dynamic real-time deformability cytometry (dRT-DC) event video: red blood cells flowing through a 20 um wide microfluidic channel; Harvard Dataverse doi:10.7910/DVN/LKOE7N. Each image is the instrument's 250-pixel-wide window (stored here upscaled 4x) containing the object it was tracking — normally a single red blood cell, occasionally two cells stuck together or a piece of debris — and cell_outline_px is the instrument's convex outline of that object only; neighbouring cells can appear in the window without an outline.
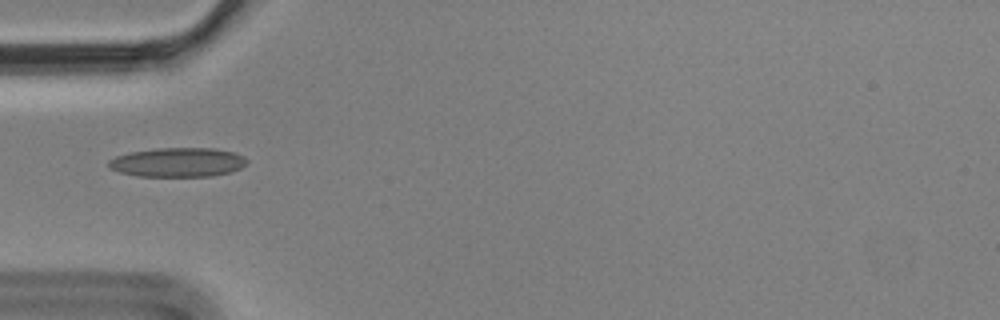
{"species": "Egyptian fruit bat (a non-hibernating species)", "species_latin": "Rousettus aegyptiacus", "temperature_condition": "cold", "stored_images_in_passage": 9, "camera_frame_rate_fps": 3000, "um_per_image_px": 0.085, "animal": {"sex": "male"}, "frame": {"image": 1, "passage_image": 4, "time_ms": 1.0, "image_size_px": [1000, 320], "cell_outline_px": [[248, 164], [232, 172], [212, 176], [136, 176], [120, 172], [108, 168], [108, 160], [116, 156], [128, 152], [156, 148], [212, 148], [232, 152], [244, 156], [248, 160]], "centroid_in_image_um": [15.1, 13.79], "position_along_channel_um": 69.9, "area_um2": 23.76}}
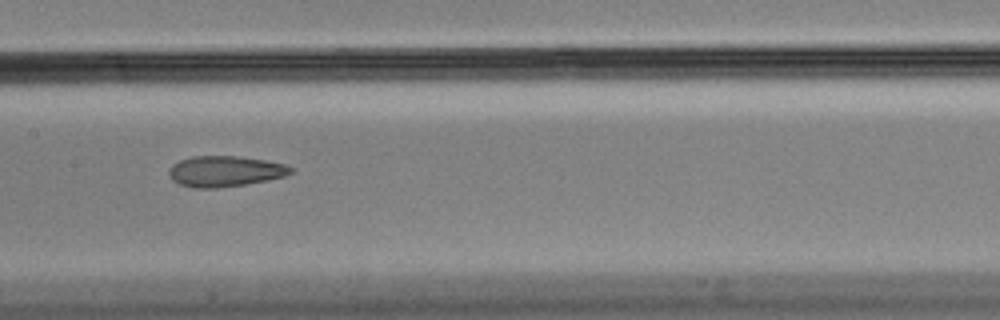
{"frame": {"image": 2, "passage_image": 7, "time_ms": 2.0, "image_size_px": [1000, 320], "cell_outline_px": [[292, 172], [284, 176], [268, 180], [244, 184], [216, 188], [196, 188], [180, 184], [172, 180], [168, 172], [172, 164], [180, 160], [192, 156], [236, 156], [264, 160], [284, 164], [292, 168]], "centroid_in_image_um": [19.09, 14.55], "position_along_channel_um": 188.3, "area_um2": 21.62}}
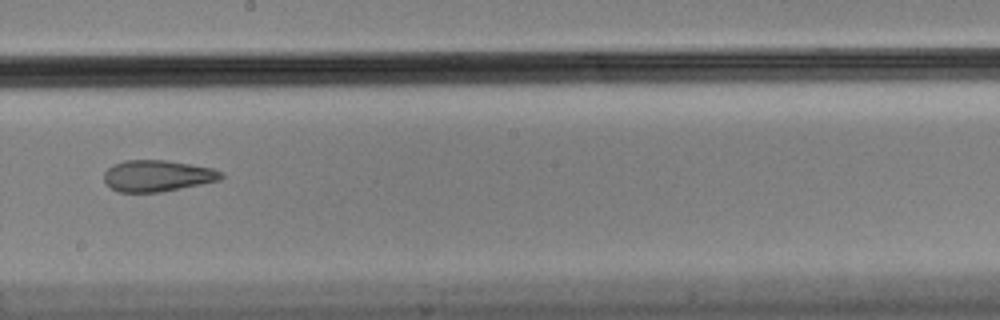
{"frame": {"image": 3, "passage_image": 8, "time_ms": 2.333, "image_size_px": [1000, 320], "cell_outline_px": [[224, 176], [220, 180], [160, 192], [120, 192], [112, 188], [104, 180], [104, 172], [112, 164], [124, 160], [168, 160], [212, 168], [224, 172]], "centroid_in_image_um": [13.38, 14.93], "position_along_channel_um": 234.8, "area_um2": 21.39}}